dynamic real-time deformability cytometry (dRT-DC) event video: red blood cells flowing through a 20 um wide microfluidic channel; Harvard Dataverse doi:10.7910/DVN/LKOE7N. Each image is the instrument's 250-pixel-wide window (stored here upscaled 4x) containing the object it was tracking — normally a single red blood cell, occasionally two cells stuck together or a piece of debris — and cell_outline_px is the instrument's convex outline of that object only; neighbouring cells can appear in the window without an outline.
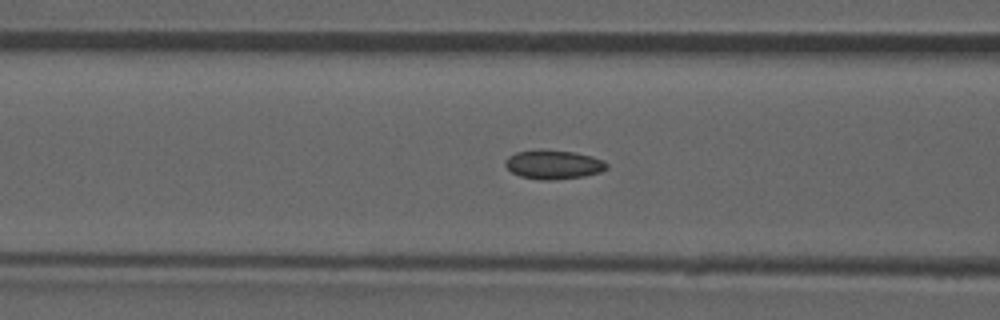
{"species": "common noctule bat (a hibernating species)", "species_latin": "Nyctalus noctula", "temperature_condition": "room temperature", "stored_images_in_passage": 49, "camera_frame_rate_fps": 3000, "um_per_image_px": 0.085, "animal": {"sex": "male", "forearm_length_mm": 52.5}, "frame": {"image": 1, "passage_image": 21, "time_ms": 6.667, "image_size_px": [1000, 320], "cell_outline_px": [[608, 168], [600, 172], [584, 176], [552, 180], [540, 180], [520, 176], [512, 172], [504, 164], [504, 160], [508, 156], [516, 152], [540, 148], [572, 152], [592, 156], [604, 160], [608, 164]], "centroid_in_image_um": [47.03, 13.97], "position_along_channel_um": 119.6, "area_um2": 17.4}}